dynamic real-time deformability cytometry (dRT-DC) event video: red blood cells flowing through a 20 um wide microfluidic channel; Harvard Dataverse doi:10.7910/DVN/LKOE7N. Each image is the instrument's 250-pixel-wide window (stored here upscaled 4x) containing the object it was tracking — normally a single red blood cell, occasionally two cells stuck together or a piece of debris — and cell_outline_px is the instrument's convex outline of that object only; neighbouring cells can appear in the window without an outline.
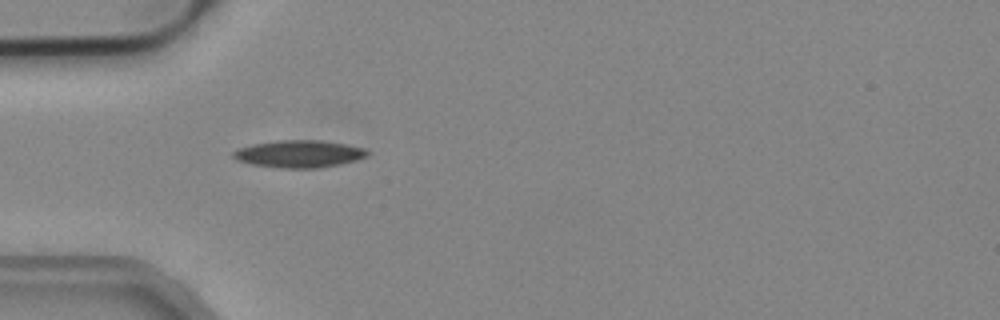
{"species": "common noctule bat (a hibernating species)", "species_latin": "Nyctalus noctula", "temperature_condition": "cold", "stored_images_in_passage": 5, "camera_frame_rate_fps": 3000, "um_per_image_px": 0.085, "animal": {"sex": "male", "body_mass_g": 19.2, "forearm_length_mm": 51.8}, "frame": {"image": 1, "passage_image": 2, "time_ms": 0.333, "image_size_px": [1000, 320], "cell_outline_px": [[368, 156], [356, 160], [340, 164], [316, 168], [284, 168], [252, 164], [236, 160], [232, 156], [232, 152], [236, 148], [252, 144], [280, 140], [320, 140], [344, 144], [364, 148], [368, 152]], "centroid_in_image_um": [25.39, 13.07], "position_along_channel_um": 59.6, "area_um2": 21.27}}